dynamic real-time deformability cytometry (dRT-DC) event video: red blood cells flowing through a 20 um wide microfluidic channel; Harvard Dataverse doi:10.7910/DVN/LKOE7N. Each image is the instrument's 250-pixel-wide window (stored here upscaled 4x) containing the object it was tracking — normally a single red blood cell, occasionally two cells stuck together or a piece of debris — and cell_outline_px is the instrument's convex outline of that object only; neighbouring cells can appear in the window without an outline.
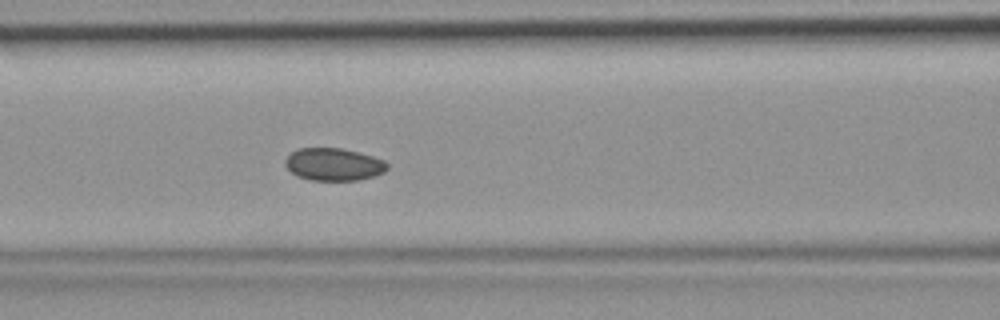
{"species": "common noctule bat (a hibernating species)", "species_latin": "Nyctalus noctula", "temperature_condition": "room temperature", "stored_images_in_passage": 38, "camera_frame_rate_fps": 3000, "um_per_image_px": 0.085, "animal": {"sex": "female", "body_mass_g": 19.9}, "frame": {"image": 1, "passage_image": 10, "time_ms": 3.0, "image_size_px": [1000, 320], "cell_outline_px": [[388, 168], [384, 172], [360, 180], [308, 180], [296, 176], [284, 164], [284, 160], [292, 152], [300, 148], [340, 148], [372, 156], [384, 160], [388, 164]], "centroid_in_image_um": [28.35, 13.98], "position_along_channel_um": 138.3, "area_um2": 19.25}}
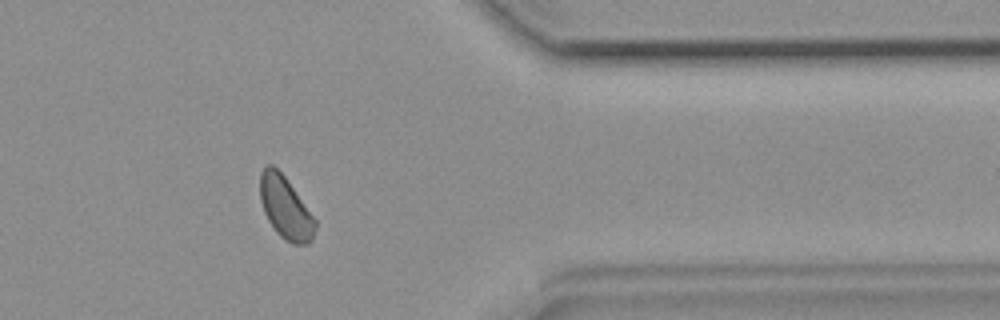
{"frame": {"image": 2, "passage_image": 29, "time_ms": 9.333, "image_size_px": [1000, 320], "cell_outline_px": [[316, 228], [312, 240], [308, 244], [292, 244], [280, 236], [276, 232], [268, 220], [264, 212], [260, 200], [260, 172], [268, 164], [272, 164], [284, 176], [316, 220]], "centroid_in_image_um": [24.26, 17.68], "position_along_channel_um": 387.1, "area_um2": 19.83}}
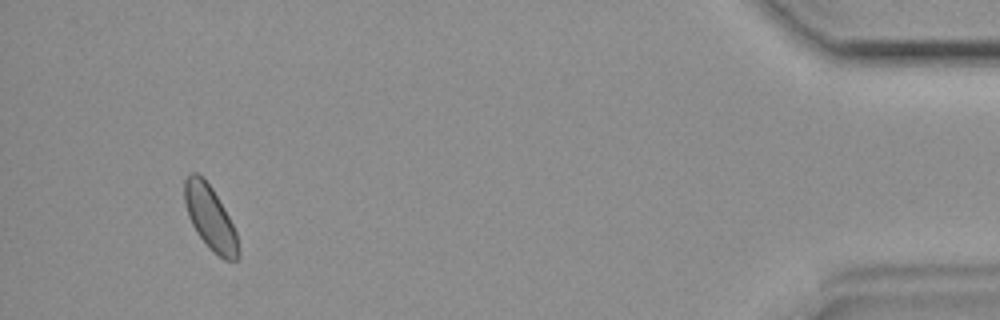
{"frame": {"image": 3, "passage_image": 35, "time_ms": 11.333, "image_size_px": [1000, 320], "cell_outline_px": [[240, 256], [236, 260], [224, 260], [196, 232], [188, 216], [184, 200], [184, 180], [192, 172], [196, 172], [212, 188], [224, 208], [236, 232], [240, 252]], "centroid_in_image_um": [17.87, 18.5], "position_along_channel_um": 417.3, "area_um2": 19.54}}